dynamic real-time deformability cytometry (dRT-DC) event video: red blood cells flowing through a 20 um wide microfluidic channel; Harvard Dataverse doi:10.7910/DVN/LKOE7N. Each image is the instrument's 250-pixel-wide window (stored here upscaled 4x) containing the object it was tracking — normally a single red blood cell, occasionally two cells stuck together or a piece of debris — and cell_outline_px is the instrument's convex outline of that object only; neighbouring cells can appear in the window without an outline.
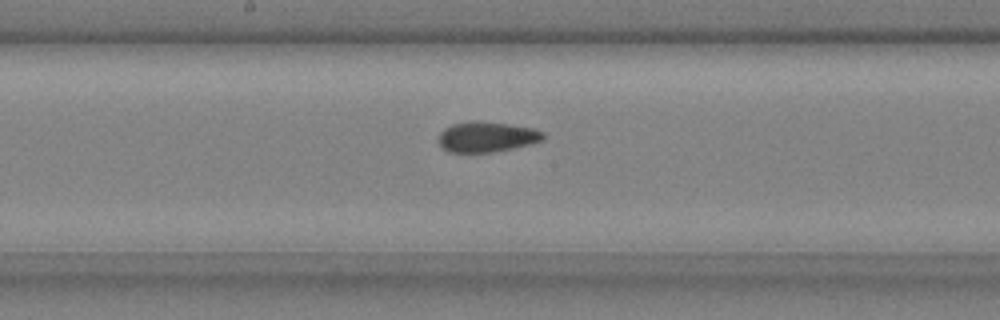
{"species": "common noctule bat (a hibernating species)", "species_latin": "Nyctalus noctula", "temperature_condition": "cold", "stored_images_in_passage": 5, "camera_frame_rate_fps": 3000, "um_per_image_px": 0.085, "animal": {"sex": "male", "body_mass_g": 20.4}, "frame": {"image": 1, "passage_image": 5, "time_ms": 1.333, "image_size_px": [1000, 320], "cell_outline_px": [[544, 140], [512, 148], [492, 152], [448, 152], [436, 140], [440, 132], [444, 128], [452, 124], [472, 120], [476, 120], [508, 124], [532, 128], [544, 132]], "centroid_in_image_um": [41.33, 11.62], "position_along_channel_um": 206.9, "area_um2": 18.55}}